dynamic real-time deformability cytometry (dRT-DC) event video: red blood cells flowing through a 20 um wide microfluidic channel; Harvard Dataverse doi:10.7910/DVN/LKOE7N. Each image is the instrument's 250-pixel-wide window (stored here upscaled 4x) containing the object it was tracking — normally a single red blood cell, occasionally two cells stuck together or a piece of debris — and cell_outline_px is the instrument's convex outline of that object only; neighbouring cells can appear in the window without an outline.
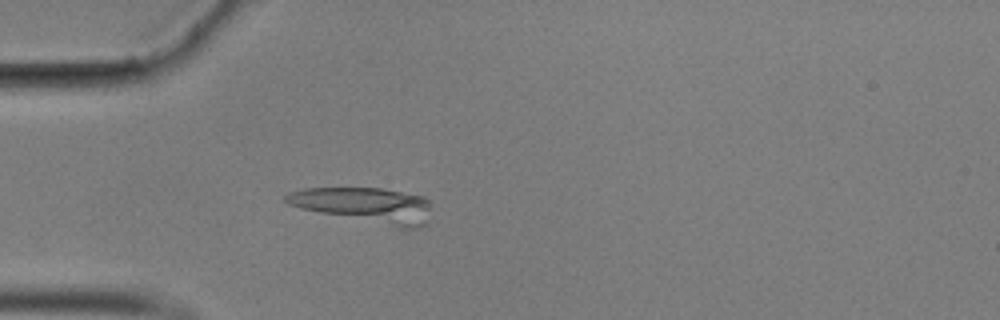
{"species": "common noctule bat (a hibernating species)", "species_latin": "Nyctalus noctula", "temperature_condition": "cold", "stored_images_in_passage": 46, "camera_frame_rate_fps": 3000, "um_per_image_px": 0.085, "animal": {"sex": "male", "body_mass_g": 17.9}, "frame": {"image": 1, "passage_image": 9, "time_ms": 2.667, "image_size_px": [1000, 320], "cell_outline_px": [[428, 224], [416, 228], [400, 228], [300, 208], [288, 204], [284, 200], [284, 196], [288, 192], [304, 188], [380, 188], [424, 196], [428, 200]], "centroid_in_image_um": [31.01, 17.43], "position_along_channel_um": 54.0, "area_um2": 29.59}}